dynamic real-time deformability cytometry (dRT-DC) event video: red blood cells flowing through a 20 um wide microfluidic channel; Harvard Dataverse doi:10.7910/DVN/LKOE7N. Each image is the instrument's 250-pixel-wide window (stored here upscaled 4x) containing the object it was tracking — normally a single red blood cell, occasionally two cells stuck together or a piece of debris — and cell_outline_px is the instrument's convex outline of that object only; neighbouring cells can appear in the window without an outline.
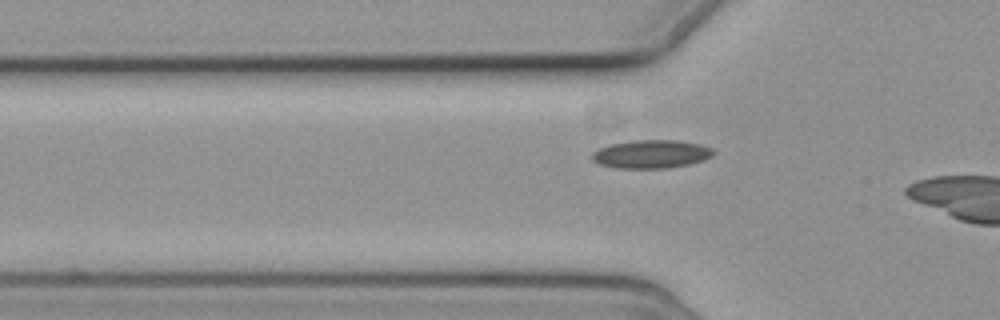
{"species": "common noctule bat (a hibernating species)", "species_latin": "Nyctalus noctula", "temperature_condition": "cold", "stored_images_in_passage": 3, "camera_frame_rate_fps": 3000, "um_per_image_px": 0.085, "animal": {"sex": "female", "body_mass_g": 19.3, "forearm_length_mm": 54.1}, "frame": {"image": 1, "passage_image": 2, "time_ms": 1.333, "image_size_px": [1000, 320], "cell_outline_px": [[716, 152], [712, 156], [704, 160], [688, 164], [668, 168], [616, 168], [600, 164], [592, 160], [592, 152], [608, 144], [632, 140], [676, 140], [700, 144], [712, 148]], "centroid_in_image_um": [55.36, 13.09], "position_along_channel_um": 70.4, "area_um2": 20.11}}